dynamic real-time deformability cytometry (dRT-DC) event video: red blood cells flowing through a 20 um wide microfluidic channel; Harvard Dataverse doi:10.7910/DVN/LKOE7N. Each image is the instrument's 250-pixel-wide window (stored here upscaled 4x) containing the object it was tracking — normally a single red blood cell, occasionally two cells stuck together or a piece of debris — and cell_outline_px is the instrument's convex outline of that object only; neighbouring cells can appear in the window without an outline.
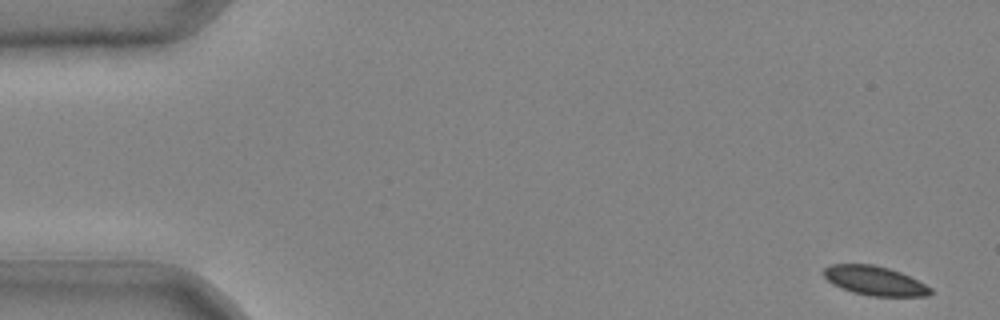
{"species": "common noctule bat (a hibernating species)", "species_latin": "Nyctalus noctula", "temperature_condition": "cold", "stored_images_in_passage": 42, "camera_frame_rate_fps": 3000, "um_per_image_px": 0.085, "animal": {"sex": "male", "body_mass_g": 20.4}, "frame": {"image": 1, "passage_image": 1, "time_ms": 0.0, "image_size_px": [1000, 320], "cell_outline_px": [[932, 292], [928, 296], [872, 296], [852, 292], [840, 288], [832, 284], [824, 276], [824, 268], [832, 264], [872, 264], [888, 268], [900, 272], [932, 288]], "centroid_in_image_um": [74.33, 23.86], "position_along_channel_um": 10.7, "area_um2": 18.03}}
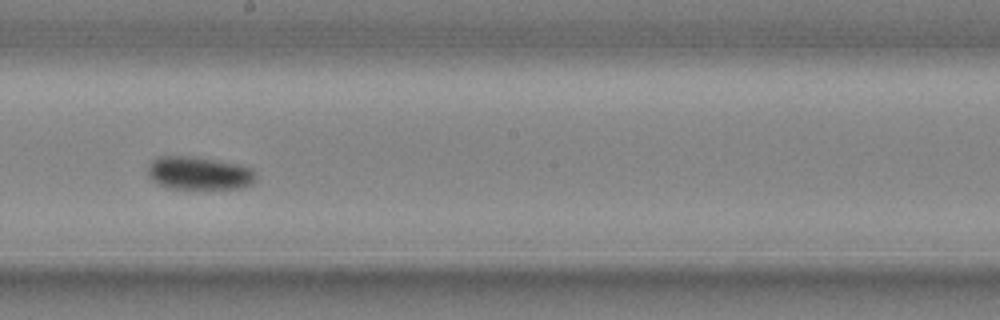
{"frame": {"image": 2, "passage_image": 24, "time_ms": 7.667, "image_size_px": [1000, 320], "cell_outline_px": [[256, 176], [252, 184], [240, 188], [188, 192], [164, 188], [152, 180], [148, 176], [148, 164], [156, 156], [192, 156], [236, 164], [252, 168]], "centroid_in_image_um": [16.86, 14.78], "position_along_channel_um": 231.3, "area_um2": 21.91}}
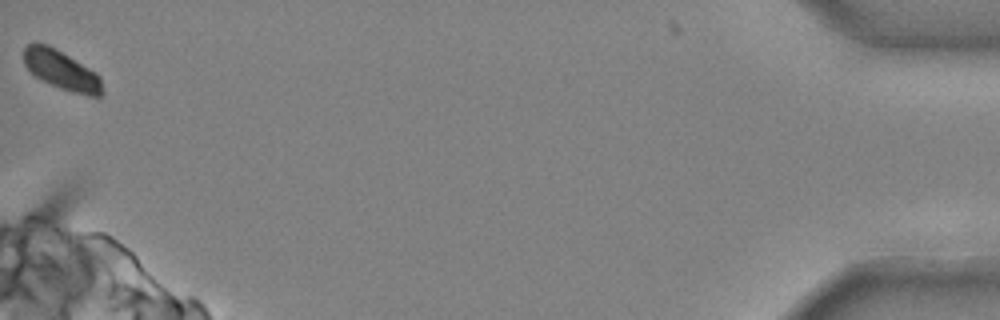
{"frame": {"image": 3, "passage_image": 42, "time_ms": 13.667, "image_size_px": [1000, 320], "cell_outline_px": [[104, 92], [100, 96], [88, 96], [72, 92], [60, 88], [36, 76], [24, 64], [24, 48], [28, 44], [48, 44], [56, 48], [96, 72], [100, 76]], "centroid_in_image_um": [5.28, 5.97], "position_along_channel_um": 429.9, "area_um2": 17.74}}